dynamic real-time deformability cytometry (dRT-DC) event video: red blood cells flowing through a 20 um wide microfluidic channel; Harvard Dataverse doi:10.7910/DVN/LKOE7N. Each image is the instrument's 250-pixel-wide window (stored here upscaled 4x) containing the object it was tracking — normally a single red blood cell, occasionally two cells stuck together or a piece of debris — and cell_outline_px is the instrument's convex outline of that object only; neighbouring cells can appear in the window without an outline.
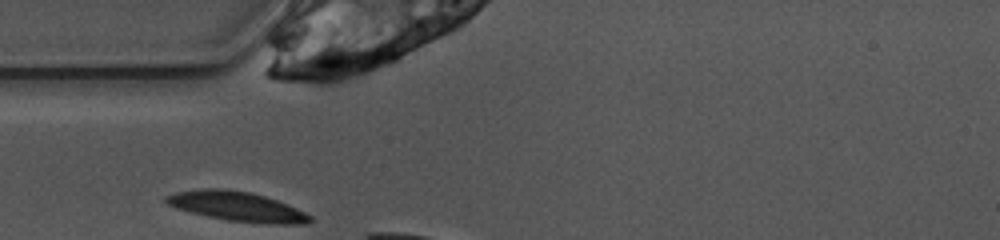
{"species": "common noctule bat (a hibernating species)", "species_latin": "Nyctalus noctula", "temperature_condition": "warm", "stored_images_in_passage": 3, "camera_frame_rate_fps": 3000, "um_per_image_px": 0.085, "animal": {"sex": "female", "body_mass_g": 10.0, "forearm_length_mm": 53.1}, "frame": {"image": 1, "passage_image": 1, "time_ms": 0.0, "image_size_px": [1000, 240], "cell_outline_px": [[312, 220], [308, 224], [268, 224], [228, 220], [208, 216], [176, 208], [168, 204], [164, 200], [164, 196], [176, 192], [200, 188], [224, 188], [248, 192], [264, 196], [288, 204], [312, 216]], "centroid_in_image_um": [20.15, 17.54], "position_along_channel_um": 64.8, "area_um2": 24.74}}